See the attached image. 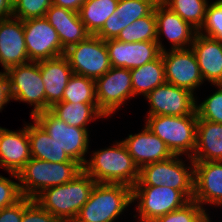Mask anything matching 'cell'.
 <instances>
[{"instance_id":"cell-20","label":"cell","mask_w":222,"mask_h":222,"mask_svg":"<svg viewBox=\"0 0 222 222\" xmlns=\"http://www.w3.org/2000/svg\"><path fill=\"white\" fill-rule=\"evenodd\" d=\"M122 142L139 169L146 164L167 160L174 155L145 124L141 132L129 134Z\"/></svg>"},{"instance_id":"cell-35","label":"cell","mask_w":222,"mask_h":222,"mask_svg":"<svg viewBox=\"0 0 222 222\" xmlns=\"http://www.w3.org/2000/svg\"><path fill=\"white\" fill-rule=\"evenodd\" d=\"M215 87L218 88L217 91L200 104L197 103L196 98L195 110L198 119L222 124V85H215Z\"/></svg>"},{"instance_id":"cell-33","label":"cell","mask_w":222,"mask_h":222,"mask_svg":"<svg viewBox=\"0 0 222 222\" xmlns=\"http://www.w3.org/2000/svg\"><path fill=\"white\" fill-rule=\"evenodd\" d=\"M153 222H211V219L205 208L190 200L183 207L158 217Z\"/></svg>"},{"instance_id":"cell-16","label":"cell","mask_w":222,"mask_h":222,"mask_svg":"<svg viewBox=\"0 0 222 222\" xmlns=\"http://www.w3.org/2000/svg\"><path fill=\"white\" fill-rule=\"evenodd\" d=\"M22 130L0 127V167L18 180V172L32 158L27 124Z\"/></svg>"},{"instance_id":"cell-21","label":"cell","mask_w":222,"mask_h":222,"mask_svg":"<svg viewBox=\"0 0 222 222\" xmlns=\"http://www.w3.org/2000/svg\"><path fill=\"white\" fill-rule=\"evenodd\" d=\"M159 0H119L116 10L107 18L97 37L107 41L137 19L149 15Z\"/></svg>"},{"instance_id":"cell-27","label":"cell","mask_w":222,"mask_h":222,"mask_svg":"<svg viewBox=\"0 0 222 222\" xmlns=\"http://www.w3.org/2000/svg\"><path fill=\"white\" fill-rule=\"evenodd\" d=\"M50 111L69 126L88 130V123L106 116L98 109L97 103H55Z\"/></svg>"},{"instance_id":"cell-17","label":"cell","mask_w":222,"mask_h":222,"mask_svg":"<svg viewBox=\"0 0 222 222\" xmlns=\"http://www.w3.org/2000/svg\"><path fill=\"white\" fill-rule=\"evenodd\" d=\"M112 67L133 69L155 60L160 54L156 41L122 42L118 39L106 41Z\"/></svg>"},{"instance_id":"cell-23","label":"cell","mask_w":222,"mask_h":222,"mask_svg":"<svg viewBox=\"0 0 222 222\" xmlns=\"http://www.w3.org/2000/svg\"><path fill=\"white\" fill-rule=\"evenodd\" d=\"M45 18L58 33L64 50L86 40L91 35L81 21L79 13L73 10L52 4L46 11Z\"/></svg>"},{"instance_id":"cell-5","label":"cell","mask_w":222,"mask_h":222,"mask_svg":"<svg viewBox=\"0 0 222 222\" xmlns=\"http://www.w3.org/2000/svg\"><path fill=\"white\" fill-rule=\"evenodd\" d=\"M146 127L158 136L174 155L192 157L196 149V110L186 116H146Z\"/></svg>"},{"instance_id":"cell-12","label":"cell","mask_w":222,"mask_h":222,"mask_svg":"<svg viewBox=\"0 0 222 222\" xmlns=\"http://www.w3.org/2000/svg\"><path fill=\"white\" fill-rule=\"evenodd\" d=\"M166 83L194 91L204 83L196 55L192 48L161 52Z\"/></svg>"},{"instance_id":"cell-19","label":"cell","mask_w":222,"mask_h":222,"mask_svg":"<svg viewBox=\"0 0 222 222\" xmlns=\"http://www.w3.org/2000/svg\"><path fill=\"white\" fill-rule=\"evenodd\" d=\"M193 200L222 206V161L194 162Z\"/></svg>"},{"instance_id":"cell-6","label":"cell","mask_w":222,"mask_h":222,"mask_svg":"<svg viewBox=\"0 0 222 222\" xmlns=\"http://www.w3.org/2000/svg\"><path fill=\"white\" fill-rule=\"evenodd\" d=\"M186 158L190 161L189 166L181 159V155L142 166L134 186H168L180 190L189 200H193L194 161L191 157Z\"/></svg>"},{"instance_id":"cell-4","label":"cell","mask_w":222,"mask_h":222,"mask_svg":"<svg viewBox=\"0 0 222 222\" xmlns=\"http://www.w3.org/2000/svg\"><path fill=\"white\" fill-rule=\"evenodd\" d=\"M82 170L78 162L53 163L31 158L17 176L23 197L34 199L47 188L69 182Z\"/></svg>"},{"instance_id":"cell-40","label":"cell","mask_w":222,"mask_h":222,"mask_svg":"<svg viewBox=\"0 0 222 222\" xmlns=\"http://www.w3.org/2000/svg\"><path fill=\"white\" fill-rule=\"evenodd\" d=\"M12 100L10 95L9 78L6 71L0 72V111L3 110L4 105Z\"/></svg>"},{"instance_id":"cell-41","label":"cell","mask_w":222,"mask_h":222,"mask_svg":"<svg viewBox=\"0 0 222 222\" xmlns=\"http://www.w3.org/2000/svg\"><path fill=\"white\" fill-rule=\"evenodd\" d=\"M86 0H52V4L58 7L67 8L79 12L82 4Z\"/></svg>"},{"instance_id":"cell-2","label":"cell","mask_w":222,"mask_h":222,"mask_svg":"<svg viewBox=\"0 0 222 222\" xmlns=\"http://www.w3.org/2000/svg\"><path fill=\"white\" fill-rule=\"evenodd\" d=\"M96 182L82 170L69 182L47 188L34 200L62 222H73Z\"/></svg>"},{"instance_id":"cell-9","label":"cell","mask_w":222,"mask_h":222,"mask_svg":"<svg viewBox=\"0 0 222 222\" xmlns=\"http://www.w3.org/2000/svg\"><path fill=\"white\" fill-rule=\"evenodd\" d=\"M12 100L34 106L31 117L46 111L45 86L38 62H28L9 68L7 71Z\"/></svg>"},{"instance_id":"cell-36","label":"cell","mask_w":222,"mask_h":222,"mask_svg":"<svg viewBox=\"0 0 222 222\" xmlns=\"http://www.w3.org/2000/svg\"><path fill=\"white\" fill-rule=\"evenodd\" d=\"M52 0H13V18L22 21L45 17Z\"/></svg>"},{"instance_id":"cell-18","label":"cell","mask_w":222,"mask_h":222,"mask_svg":"<svg viewBox=\"0 0 222 222\" xmlns=\"http://www.w3.org/2000/svg\"><path fill=\"white\" fill-rule=\"evenodd\" d=\"M31 62L27 55L23 21L11 17L0 20V63L3 71Z\"/></svg>"},{"instance_id":"cell-1","label":"cell","mask_w":222,"mask_h":222,"mask_svg":"<svg viewBox=\"0 0 222 222\" xmlns=\"http://www.w3.org/2000/svg\"><path fill=\"white\" fill-rule=\"evenodd\" d=\"M83 170L97 183L124 184L133 187L139 179V168L122 141L94 151Z\"/></svg>"},{"instance_id":"cell-42","label":"cell","mask_w":222,"mask_h":222,"mask_svg":"<svg viewBox=\"0 0 222 222\" xmlns=\"http://www.w3.org/2000/svg\"><path fill=\"white\" fill-rule=\"evenodd\" d=\"M13 17V0H0V20Z\"/></svg>"},{"instance_id":"cell-39","label":"cell","mask_w":222,"mask_h":222,"mask_svg":"<svg viewBox=\"0 0 222 222\" xmlns=\"http://www.w3.org/2000/svg\"><path fill=\"white\" fill-rule=\"evenodd\" d=\"M24 212V197L12 206L0 210V222H21Z\"/></svg>"},{"instance_id":"cell-8","label":"cell","mask_w":222,"mask_h":222,"mask_svg":"<svg viewBox=\"0 0 222 222\" xmlns=\"http://www.w3.org/2000/svg\"><path fill=\"white\" fill-rule=\"evenodd\" d=\"M136 201L139 222H153L183 207L190 200L180 190L161 185L133 186L132 203Z\"/></svg>"},{"instance_id":"cell-22","label":"cell","mask_w":222,"mask_h":222,"mask_svg":"<svg viewBox=\"0 0 222 222\" xmlns=\"http://www.w3.org/2000/svg\"><path fill=\"white\" fill-rule=\"evenodd\" d=\"M45 86L46 110L60 101L70 77L72 68L65 55L38 61Z\"/></svg>"},{"instance_id":"cell-34","label":"cell","mask_w":222,"mask_h":222,"mask_svg":"<svg viewBox=\"0 0 222 222\" xmlns=\"http://www.w3.org/2000/svg\"><path fill=\"white\" fill-rule=\"evenodd\" d=\"M198 33L222 43V0L207 5L205 20Z\"/></svg>"},{"instance_id":"cell-25","label":"cell","mask_w":222,"mask_h":222,"mask_svg":"<svg viewBox=\"0 0 222 222\" xmlns=\"http://www.w3.org/2000/svg\"><path fill=\"white\" fill-rule=\"evenodd\" d=\"M194 162L222 161V124L203 119L197 121Z\"/></svg>"},{"instance_id":"cell-24","label":"cell","mask_w":222,"mask_h":222,"mask_svg":"<svg viewBox=\"0 0 222 222\" xmlns=\"http://www.w3.org/2000/svg\"><path fill=\"white\" fill-rule=\"evenodd\" d=\"M203 80L211 85H222V43L200 33L195 35L191 45Z\"/></svg>"},{"instance_id":"cell-32","label":"cell","mask_w":222,"mask_h":222,"mask_svg":"<svg viewBox=\"0 0 222 222\" xmlns=\"http://www.w3.org/2000/svg\"><path fill=\"white\" fill-rule=\"evenodd\" d=\"M62 101L73 104L97 103L95 80L73 74L65 87Z\"/></svg>"},{"instance_id":"cell-26","label":"cell","mask_w":222,"mask_h":222,"mask_svg":"<svg viewBox=\"0 0 222 222\" xmlns=\"http://www.w3.org/2000/svg\"><path fill=\"white\" fill-rule=\"evenodd\" d=\"M33 124H27V132L30 141L32 158L53 162H76L71 160L65 151L33 120Z\"/></svg>"},{"instance_id":"cell-11","label":"cell","mask_w":222,"mask_h":222,"mask_svg":"<svg viewBox=\"0 0 222 222\" xmlns=\"http://www.w3.org/2000/svg\"><path fill=\"white\" fill-rule=\"evenodd\" d=\"M95 89L98 109L106 117L111 116L134 97L130 69L111 67L95 80Z\"/></svg>"},{"instance_id":"cell-3","label":"cell","mask_w":222,"mask_h":222,"mask_svg":"<svg viewBox=\"0 0 222 222\" xmlns=\"http://www.w3.org/2000/svg\"><path fill=\"white\" fill-rule=\"evenodd\" d=\"M132 204V188L124 184L97 183L73 222H114Z\"/></svg>"},{"instance_id":"cell-14","label":"cell","mask_w":222,"mask_h":222,"mask_svg":"<svg viewBox=\"0 0 222 222\" xmlns=\"http://www.w3.org/2000/svg\"><path fill=\"white\" fill-rule=\"evenodd\" d=\"M189 90L164 83L145 98L150 104L148 116H186L195 111L196 99Z\"/></svg>"},{"instance_id":"cell-13","label":"cell","mask_w":222,"mask_h":222,"mask_svg":"<svg viewBox=\"0 0 222 222\" xmlns=\"http://www.w3.org/2000/svg\"><path fill=\"white\" fill-rule=\"evenodd\" d=\"M23 27L30 61L38 62L65 54L58 33L45 17L25 20Z\"/></svg>"},{"instance_id":"cell-28","label":"cell","mask_w":222,"mask_h":222,"mask_svg":"<svg viewBox=\"0 0 222 222\" xmlns=\"http://www.w3.org/2000/svg\"><path fill=\"white\" fill-rule=\"evenodd\" d=\"M133 96L143 95L144 98L157 86L166 83L165 67L160 54L155 60L143 66L130 69Z\"/></svg>"},{"instance_id":"cell-38","label":"cell","mask_w":222,"mask_h":222,"mask_svg":"<svg viewBox=\"0 0 222 222\" xmlns=\"http://www.w3.org/2000/svg\"><path fill=\"white\" fill-rule=\"evenodd\" d=\"M22 198L19 182L0 175V210L14 205Z\"/></svg>"},{"instance_id":"cell-7","label":"cell","mask_w":222,"mask_h":222,"mask_svg":"<svg viewBox=\"0 0 222 222\" xmlns=\"http://www.w3.org/2000/svg\"><path fill=\"white\" fill-rule=\"evenodd\" d=\"M31 119L44 129L71 160L83 167L89 152V130L67 125L50 110L38 112Z\"/></svg>"},{"instance_id":"cell-37","label":"cell","mask_w":222,"mask_h":222,"mask_svg":"<svg viewBox=\"0 0 222 222\" xmlns=\"http://www.w3.org/2000/svg\"><path fill=\"white\" fill-rule=\"evenodd\" d=\"M21 222H62L42 208L34 199L24 197V212Z\"/></svg>"},{"instance_id":"cell-29","label":"cell","mask_w":222,"mask_h":222,"mask_svg":"<svg viewBox=\"0 0 222 222\" xmlns=\"http://www.w3.org/2000/svg\"><path fill=\"white\" fill-rule=\"evenodd\" d=\"M119 0H86L80 10L79 16L87 31L96 35L109 16L116 10Z\"/></svg>"},{"instance_id":"cell-30","label":"cell","mask_w":222,"mask_h":222,"mask_svg":"<svg viewBox=\"0 0 222 222\" xmlns=\"http://www.w3.org/2000/svg\"><path fill=\"white\" fill-rule=\"evenodd\" d=\"M122 42H143L157 40V20L154 10L147 16L141 17L128 24L116 38Z\"/></svg>"},{"instance_id":"cell-31","label":"cell","mask_w":222,"mask_h":222,"mask_svg":"<svg viewBox=\"0 0 222 222\" xmlns=\"http://www.w3.org/2000/svg\"><path fill=\"white\" fill-rule=\"evenodd\" d=\"M185 22L199 31L204 23L208 0H161Z\"/></svg>"},{"instance_id":"cell-10","label":"cell","mask_w":222,"mask_h":222,"mask_svg":"<svg viewBox=\"0 0 222 222\" xmlns=\"http://www.w3.org/2000/svg\"><path fill=\"white\" fill-rule=\"evenodd\" d=\"M73 74L96 80L103 76L112 66L110 63L106 41L90 35L76 45L65 50Z\"/></svg>"},{"instance_id":"cell-15","label":"cell","mask_w":222,"mask_h":222,"mask_svg":"<svg viewBox=\"0 0 222 222\" xmlns=\"http://www.w3.org/2000/svg\"><path fill=\"white\" fill-rule=\"evenodd\" d=\"M157 20V40L161 52L166 50L161 41V35L169 40L171 50L188 49L194 41L198 31L188 22H185L178 14L167 7L161 0L155 5Z\"/></svg>"}]
</instances>
